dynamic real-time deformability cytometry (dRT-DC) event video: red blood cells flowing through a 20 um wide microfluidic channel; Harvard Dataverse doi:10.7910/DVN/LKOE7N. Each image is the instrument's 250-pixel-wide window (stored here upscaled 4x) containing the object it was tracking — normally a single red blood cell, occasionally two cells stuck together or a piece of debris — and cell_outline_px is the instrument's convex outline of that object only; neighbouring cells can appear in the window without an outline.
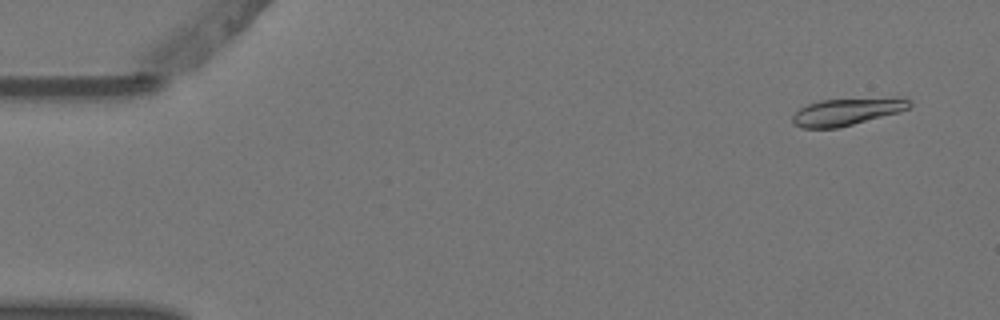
{"species": "Egyptian fruit bat (a non-hibernating species)", "species_latin": "Rousettus aegyptiacus", "temperature_condition": "warm", "stored_images_in_passage": 9, "camera_frame_rate_fps": 3000, "um_per_image_px": 0.085, "animal": {"sex": "female"}, "frame": {"image": 1, "passage_image": 1, "time_ms": 0.0, "image_size_px": [1000, 320], "cell_outline_px": [[912, 104], [908, 108], [900, 112], [836, 128], [804, 128], [792, 124], [792, 116], [800, 108], [808, 104], [820, 100], [900, 96], [912, 100]], "centroid_in_image_um": [72.04, 9.46], "position_along_channel_um": 13.0, "area_um2": 18.84}}
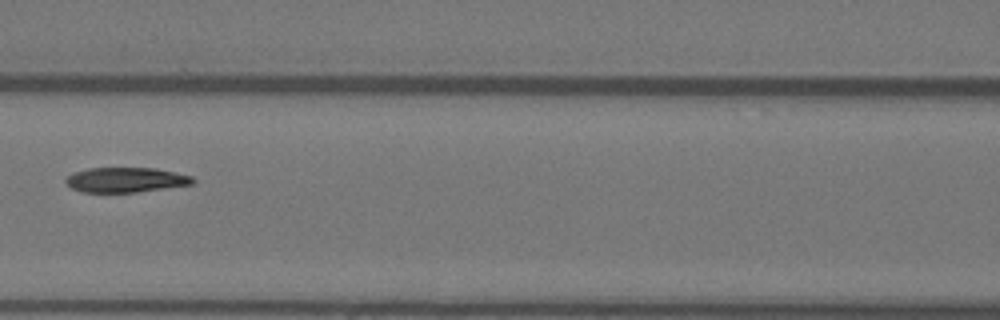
{"frame": {"image": 2, "passage_image": 6, "time_ms": 1.667, "image_size_px": [1000, 320], "cell_outline_px": [[196, 180], [192, 184], [136, 192], [80, 192], [72, 188], [64, 180], [68, 176], [76, 172], [88, 168], [156, 168], [192, 176]], "centroid_in_image_um": [10.69, 15.28], "position_along_channel_um": 155.9, "area_um2": 18.26}}
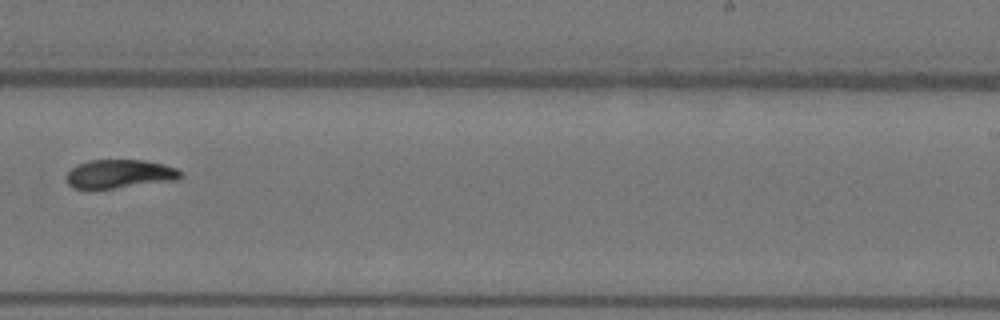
{"frame": {"image": 3, "passage_image": 9, "time_ms": 2.667, "image_size_px": [1000, 320], "cell_outline_px": [[180, 176], [176, 180], [88, 192], [72, 188], [68, 184], [64, 176], [76, 164], [88, 160], [144, 160], [164, 164], [176, 168], [180, 172]], "centroid_in_image_um": [10.04, 14.82], "position_along_channel_um": 279.0, "area_um2": 19.71}}